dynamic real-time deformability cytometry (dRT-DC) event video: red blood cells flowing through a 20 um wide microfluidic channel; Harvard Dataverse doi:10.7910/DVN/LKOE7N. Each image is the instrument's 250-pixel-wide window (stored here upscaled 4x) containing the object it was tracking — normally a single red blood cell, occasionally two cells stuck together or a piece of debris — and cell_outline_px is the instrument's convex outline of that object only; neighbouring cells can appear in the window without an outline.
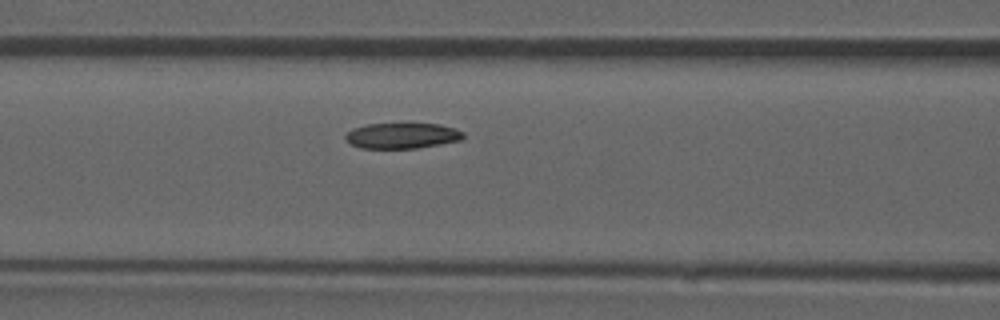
{"species": "common noctule bat (a hibernating species)", "species_latin": "Nyctalus noctula", "temperature_condition": "room temperature", "stored_images_in_passage": 44, "camera_frame_rate_fps": 3000, "um_per_image_px": 0.085, "animal": {"sex": "male", "forearm_length_mm": 52.5}, "frame": {"image": 1, "passage_image": 19, "time_ms": 6.0, "image_size_px": [1000, 320], "cell_outline_px": [[464, 136], [460, 140], [440, 144], [416, 148], [360, 148], [352, 144], [344, 136], [352, 128], [368, 124], [440, 124], [464, 132]], "centroid_in_image_um": [34.17, 11.53], "position_along_channel_um": 132.4, "area_um2": 17.34}}